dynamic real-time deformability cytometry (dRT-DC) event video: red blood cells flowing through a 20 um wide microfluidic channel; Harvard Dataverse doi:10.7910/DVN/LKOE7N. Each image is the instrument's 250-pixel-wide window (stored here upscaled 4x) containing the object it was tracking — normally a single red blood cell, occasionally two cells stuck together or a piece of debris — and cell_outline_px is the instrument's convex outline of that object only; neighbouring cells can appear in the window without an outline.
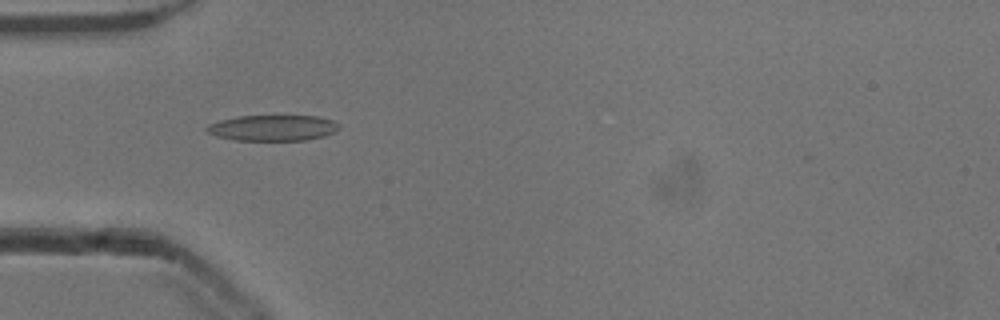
{"species": "common noctule bat (a hibernating species)", "species_latin": "Nyctalus noctula", "temperature_condition": "cold", "stored_images_in_passage": 53, "camera_frame_rate_fps": 3000, "um_per_image_px": 0.085, "animal": {"sex": "male", "body_mass_g": 13.3}, "frame": {"image": 1, "passage_image": 17, "time_ms": 5.333, "image_size_px": [1000, 320], "cell_outline_px": [[340, 128], [324, 136], [304, 140], [236, 140], [216, 136], [208, 132], [204, 128], [208, 124], [220, 120], [240, 116], [316, 116], [332, 120], [340, 124]], "centroid_in_image_um": [23.17, 10.87], "position_along_channel_um": 61.8, "area_um2": 19.77}}
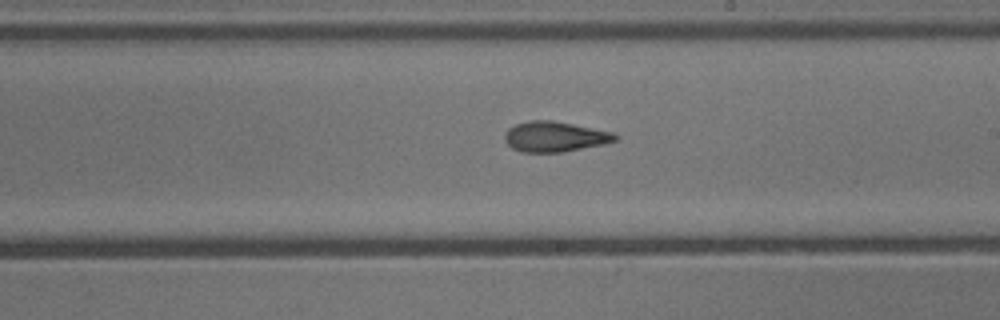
{"frame": {"image": 2, "passage_image": 31, "time_ms": 10.0, "image_size_px": [1000, 320], "cell_outline_px": [[620, 136], [616, 140], [604, 144], [564, 152], [520, 152], [512, 148], [504, 140], [504, 132], [508, 128], [516, 124], [532, 120], [552, 120], [616, 132]], "centroid_in_image_um": [47.18, 11.61], "position_along_channel_um": 241.8, "area_um2": 19.77}}
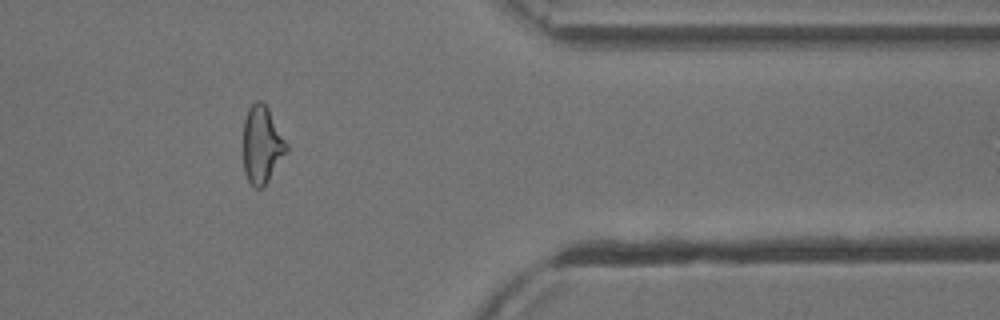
{"frame": {"image": 3, "passage_image": 44, "time_ms": 14.333, "image_size_px": [1000, 320], "cell_outline_px": [[288, 152], [264, 188], [256, 188], [248, 180], [244, 172], [244, 120], [248, 108], [256, 100], [260, 100], [268, 108], [288, 144]], "centroid_in_image_um": [22.29, 12.33], "position_along_channel_um": 389.1, "area_um2": 19.65}, "authors_computed_cell_mechanics": {"area_um2": 19.4786, "velocity_mm_per_s": 3.8853, "shape_relaxation_time_tau1_ms": 9.0309, "shape_relaxation_time_tau2_ms": 2.6544, "deformation_change_tau1": 0.2209, "deformation_change_tau2": 0.1167}}